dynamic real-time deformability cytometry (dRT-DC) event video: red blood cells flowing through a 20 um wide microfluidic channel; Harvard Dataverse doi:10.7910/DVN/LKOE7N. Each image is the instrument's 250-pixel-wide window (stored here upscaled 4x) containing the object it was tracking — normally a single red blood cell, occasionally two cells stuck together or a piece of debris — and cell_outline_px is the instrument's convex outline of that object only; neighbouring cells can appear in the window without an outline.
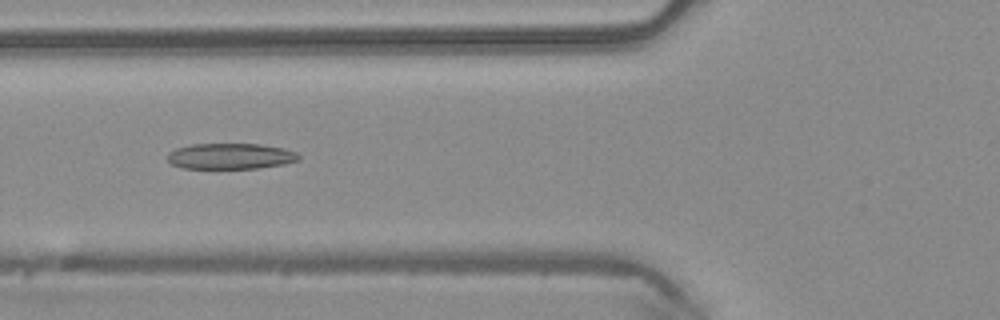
{"species": "common noctule bat (a hibernating species)", "species_latin": "Nyctalus noctula", "temperature_condition": "warm", "stored_images_in_passage": 4, "camera_frame_rate_fps": 3000, "um_per_image_px": 0.085, "animal": {"sex": "male", "body_mass_g": 20.4}, "frame": {"image": 1, "passage_image": 4, "time_ms": 1.0, "image_size_px": [1000, 320], "cell_outline_px": [[300, 160], [284, 164], [256, 168], [184, 168], [172, 164], [168, 160], [168, 152], [176, 148], [192, 144], [260, 144], [284, 148], [296, 152], [300, 156]], "centroid_in_image_um": [19.61, 13.27], "position_along_channel_um": 106.2, "area_um2": 19.71}}